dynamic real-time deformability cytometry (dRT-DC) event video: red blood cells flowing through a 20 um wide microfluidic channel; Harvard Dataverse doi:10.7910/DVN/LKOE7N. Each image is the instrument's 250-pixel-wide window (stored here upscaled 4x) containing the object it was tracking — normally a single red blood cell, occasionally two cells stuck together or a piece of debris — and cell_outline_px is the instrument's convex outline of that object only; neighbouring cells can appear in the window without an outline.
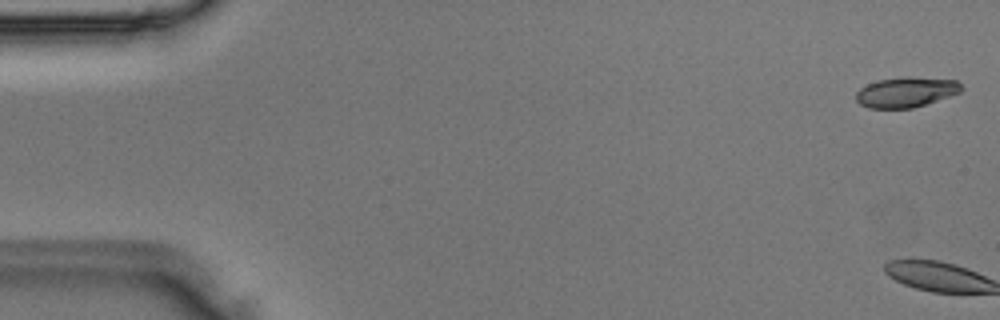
{"species": "Egyptian fruit bat (a non-hibernating species)", "species_latin": "Rousettus aegyptiacus", "temperature_condition": "room temperature", "stored_images_in_passage": 5, "camera_frame_rate_fps": 3000, "um_per_image_px": 0.085, "animal": {"sex": "male"}, "frame": {"image": 1, "passage_image": 1, "time_ms": 0.0, "image_size_px": [1000, 320], "cell_outline_px": [[964, 88], [960, 92], [912, 108], [868, 108], [860, 104], [856, 100], [856, 92], [860, 88], [868, 84], [880, 80], [908, 76], [956, 80]], "centroid_in_image_um": [77.0, 7.82], "position_along_channel_um": 8.0, "area_um2": 18.32}}
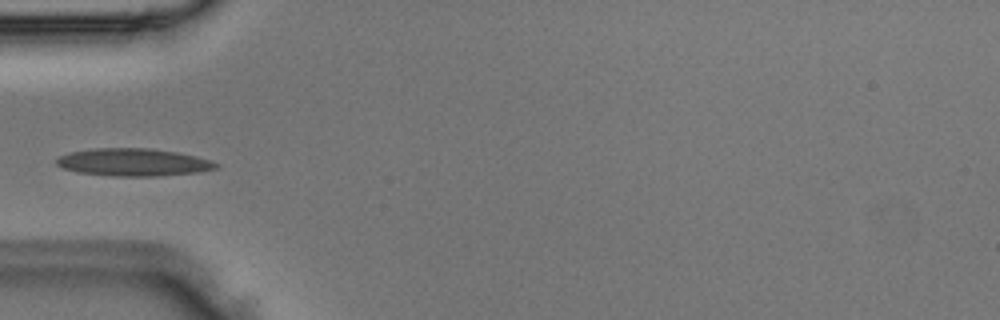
{"frame": {"image": 2, "passage_image": 5, "time_ms": 1.333, "image_size_px": [1000, 320], "cell_outline_px": [[220, 164], [216, 168], [196, 172], [156, 176], [112, 176], [80, 172], [64, 168], [56, 164], [56, 156], [68, 152], [92, 148], [148, 148], [176, 152], [196, 156]], "centroid_in_image_um": [11.27, 13.78], "position_along_channel_um": 73.7, "area_um2": 25.49}}